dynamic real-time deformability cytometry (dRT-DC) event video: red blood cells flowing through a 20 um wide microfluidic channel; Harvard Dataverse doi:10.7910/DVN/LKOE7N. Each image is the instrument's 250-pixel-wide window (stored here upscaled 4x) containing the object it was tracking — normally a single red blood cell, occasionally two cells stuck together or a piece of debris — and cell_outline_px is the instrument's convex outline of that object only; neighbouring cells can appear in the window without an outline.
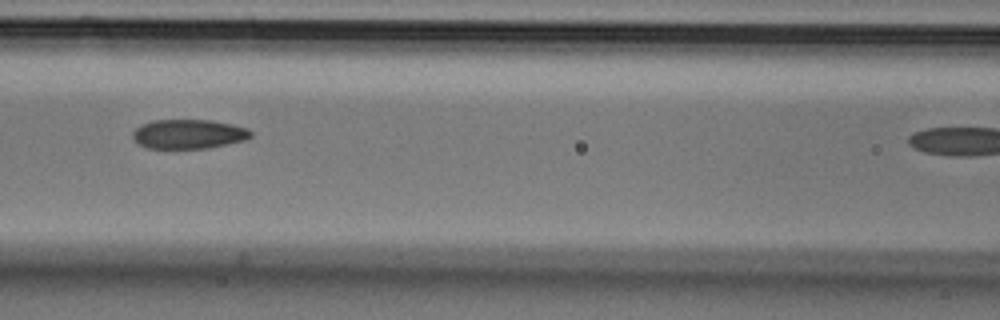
{"species": "Egyptian fruit bat (a non-hibernating species)", "species_latin": "Rousettus aegyptiacus", "temperature_condition": "cold", "stored_images_in_passage": 5, "camera_frame_rate_fps": 3000, "um_per_image_px": 0.085, "animal": {"sex": "male"}, "frame": {"image": 1, "passage_image": 4, "time_ms": 1.0, "image_size_px": [1000, 320], "cell_outline_px": [[252, 136], [244, 140], [228, 144], [208, 148], [144, 148], [136, 144], [132, 140], [132, 132], [140, 124], [152, 120], [212, 120], [232, 124], [248, 128], [252, 132]], "centroid_in_image_um": [15.98, 11.39], "position_along_channel_um": 150.6, "area_um2": 20.52}}